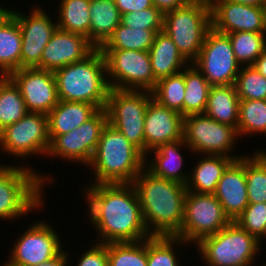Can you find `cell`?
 <instances>
[{
    "label": "cell",
    "mask_w": 266,
    "mask_h": 266,
    "mask_svg": "<svg viewBox=\"0 0 266 266\" xmlns=\"http://www.w3.org/2000/svg\"><path fill=\"white\" fill-rule=\"evenodd\" d=\"M112 89L152 91L157 83L148 51L100 49Z\"/></svg>",
    "instance_id": "obj_10"
},
{
    "label": "cell",
    "mask_w": 266,
    "mask_h": 266,
    "mask_svg": "<svg viewBox=\"0 0 266 266\" xmlns=\"http://www.w3.org/2000/svg\"><path fill=\"white\" fill-rule=\"evenodd\" d=\"M210 88L211 85L203 74L194 64L189 63L185 67L183 117L205 112Z\"/></svg>",
    "instance_id": "obj_30"
},
{
    "label": "cell",
    "mask_w": 266,
    "mask_h": 266,
    "mask_svg": "<svg viewBox=\"0 0 266 266\" xmlns=\"http://www.w3.org/2000/svg\"><path fill=\"white\" fill-rule=\"evenodd\" d=\"M252 66L266 78V50L256 59Z\"/></svg>",
    "instance_id": "obj_46"
},
{
    "label": "cell",
    "mask_w": 266,
    "mask_h": 266,
    "mask_svg": "<svg viewBox=\"0 0 266 266\" xmlns=\"http://www.w3.org/2000/svg\"><path fill=\"white\" fill-rule=\"evenodd\" d=\"M68 249H66V251H61L57 256H55L54 258L45 261L39 265L36 266H69V262H71L68 258Z\"/></svg>",
    "instance_id": "obj_45"
},
{
    "label": "cell",
    "mask_w": 266,
    "mask_h": 266,
    "mask_svg": "<svg viewBox=\"0 0 266 266\" xmlns=\"http://www.w3.org/2000/svg\"><path fill=\"white\" fill-rule=\"evenodd\" d=\"M108 266H147V239L108 243Z\"/></svg>",
    "instance_id": "obj_38"
},
{
    "label": "cell",
    "mask_w": 266,
    "mask_h": 266,
    "mask_svg": "<svg viewBox=\"0 0 266 266\" xmlns=\"http://www.w3.org/2000/svg\"><path fill=\"white\" fill-rule=\"evenodd\" d=\"M151 91L110 89L108 123L145 155L144 121Z\"/></svg>",
    "instance_id": "obj_8"
},
{
    "label": "cell",
    "mask_w": 266,
    "mask_h": 266,
    "mask_svg": "<svg viewBox=\"0 0 266 266\" xmlns=\"http://www.w3.org/2000/svg\"><path fill=\"white\" fill-rule=\"evenodd\" d=\"M159 31L162 30L132 29L120 23L99 49L149 51Z\"/></svg>",
    "instance_id": "obj_32"
},
{
    "label": "cell",
    "mask_w": 266,
    "mask_h": 266,
    "mask_svg": "<svg viewBox=\"0 0 266 266\" xmlns=\"http://www.w3.org/2000/svg\"><path fill=\"white\" fill-rule=\"evenodd\" d=\"M191 0H152L153 6L158 8L163 14L175 10Z\"/></svg>",
    "instance_id": "obj_44"
},
{
    "label": "cell",
    "mask_w": 266,
    "mask_h": 266,
    "mask_svg": "<svg viewBox=\"0 0 266 266\" xmlns=\"http://www.w3.org/2000/svg\"><path fill=\"white\" fill-rule=\"evenodd\" d=\"M50 147L48 116L28 112L21 120L0 132V148L21 160L32 155L46 156Z\"/></svg>",
    "instance_id": "obj_12"
},
{
    "label": "cell",
    "mask_w": 266,
    "mask_h": 266,
    "mask_svg": "<svg viewBox=\"0 0 266 266\" xmlns=\"http://www.w3.org/2000/svg\"><path fill=\"white\" fill-rule=\"evenodd\" d=\"M234 51V56L241 66L253 65L266 50V33L233 32L227 34Z\"/></svg>",
    "instance_id": "obj_33"
},
{
    "label": "cell",
    "mask_w": 266,
    "mask_h": 266,
    "mask_svg": "<svg viewBox=\"0 0 266 266\" xmlns=\"http://www.w3.org/2000/svg\"><path fill=\"white\" fill-rule=\"evenodd\" d=\"M211 86L235 83L241 69L227 34L211 28L205 37L198 57L192 62Z\"/></svg>",
    "instance_id": "obj_14"
},
{
    "label": "cell",
    "mask_w": 266,
    "mask_h": 266,
    "mask_svg": "<svg viewBox=\"0 0 266 266\" xmlns=\"http://www.w3.org/2000/svg\"><path fill=\"white\" fill-rule=\"evenodd\" d=\"M21 44L19 23L10 13L0 22V75L20 69Z\"/></svg>",
    "instance_id": "obj_28"
},
{
    "label": "cell",
    "mask_w": 266,
    "mask_h": 266,
    "mask_svg": "<svg viewBox=\"0 0 266 266\" xmlns=\"http://www.w3.org/2000/svg\"><path fill=\"white\" fill-rule=\"evenodd\" d=\"M91 0H60L57 28L82 35L90 41V8Z\"/></svg>",
    "instance_id": "obj_29"
},
{
    "label": "cell",
    "mask_w": 266,
    "mask_h": 266,
    "mask_svg": "<svg viewBox=\"0 0 266 266\" xmlns=\"http://www.w3.org/2000/svg\"><path fill=\"white\" fill-rule=\"evenodd\" d=\"M239 100H266V78L250 66H242L234 83Z\"/></svg>",
    "instance_id": "obj_39"
},
{
    "label": "cell",
    "mask_w": 266,
    "mask_h": 266,
    "mask_svg": "<svg viewBox=\"0 0 266 266\" xmlns=\"http://www.w3.org/2000/svg\"><path fill=\"white\" fill-rule=\"evenodd\" d=\"M183 139V116L151 99L145 113V156L160 145Z\"/></svg>",
    "instance_id": "obj_19"
},
{
    "label": "cell",
    "mask_w": 266,
    "mask_h": 266,
    "mask_svg": "<svg viewBox=\"0 0 266 266\" xmlns=\"http://www.w3.org/2000/svg\"><path fill=\"white\" fill-rule=\"evenodd\" d=\"M151 93L159 104L178 111L183 116L185 68L178 74L158 80Z\"/></svg>",
    "instance_id": "obj_36"
},
{
    "label": "cell",
    "mask_w": 266,
    "mask_h": 266,
    "mask_svg": "<svg viewBox=\"0 0 266 266\" xmlns=\"http://www.w3.org/2000/svg\"><path fill=\"white\" fill-rule=\"evenodd\" d=\"M231 222L214 194L187 191L182 228L176 237L189 245L214 235Z\"/></svg>",
    "instance_id": "obj_11"
},
{
    "label": "cell",
    "mask_w": 266,
    "mask_h": 266,
    "mask_svg": "<svg viewBox=\"0 0 266 266\" xmlns=\"http://www.w3.org/2000/svg\"><path fill=\"white\" fill-rule=\"evenodd\" d=\"M148 52L152 72L157 81L180 73L189 64L170 36L163 30L156 34Z\"/></svg>",
    "instance_id": "obj_23"
},
{
    "label": "cell",
    "mask_w": 266,
    "mask_h": 266,
    "mask_svg": "<svg viewBox=\"0 0 266 266\" xmlns=\"http://www.w3.org/2000/svg\"><path fill=\"white\" fill-rule=\"evenodd\" d=\"M108 124L106 109H100L92 118L72 131L62 135H49V157L81 163L88 167L103 129Z\"/></svg>",
    "instance_id": "obj_13"
},
{
    "label": "cell",
    "mask_w": 266,
    "mask_h": 266,
    "mask_svg": "<svg viewBox=\"0 0 266 266\" xmlns=\"http://www.w3.org/2000/svg\"><path fill=\"white\" fill-rule=\"evenodd\" d=\"M84 192L88 218L99 236L96 242H137L151 236L131 183L85 185Z\"/></svg>",
    "instance_id": "obj_1"
},
{
    "label": "cell",
    "mask_w": 266,
    "mask_h": 266,
    "mask_svg": "<svg viewBox=\"0 0 266 266\" xmlns=\"http://www.w3.org/2000/svg\"><path fill=\"white\" fill-rule=\"evenodd\" d=\"M210 7L215 31L223 34L241 31L266 33L265 7L226 0H213Z\"/></svg>",
    "instance_id": "obj_18"
},
{
    "label": "cell",
    "mask_w": 266,
    "mask_h": 266,
    "mask_svg": "<svg viewBox=\"0 0 266 266\" xmlns=\"http://www.w3.org/2000/svg\"><path fill=\"white\" fill-rule=\"evenodd\" d=\"M89 15L90 42L100 48L121 22V13L114 0H91Z\"/></svg>",
    "instance_id": "obj_27"
},
{
    "label": "cell",
    "mask_w": 266,
    "mask_h": 266,
    "mask_svg": "<svg viewBox=\"0 0 266 266\" xmlns=\"http://www.w3.org/2000/svg\"><path fill=\"white\" fill-rule=\"evenodd\" d=\"M29 12L11 9L10 13L16 18L21 31V57L20 69H41V56L44 47L49 42L53 32L57 29V22L40 6H35ZM23 13V14H22Z\"/></svg>",
    "instance_id": "obj_16"
},
{
    "label": "cell",
    "mask_w": 266,
    "mask_h": 266,
    "mask_svg": "<svg viewBox=\"0 0 266 266\" xmlns=\"http://www.w3.org/2000/svg\"><path fill=\"white\" fill-rule=\"evenodd\" d=\"M99 109L86 102L63 101L48 113L49 135H62L92 118Z\"/></svg>",
    "instance_id": "obj_24"
},
{
    "label": "cell",
    "mask_w": 266,
    "mask_h": 266,
    "mask_svg": "<svg viewBox=\"0 0 266 266\" xmlns=\"http://www.w3.org/2000/svg\"><path fill=\"white\" fill-rule=\"evenodd\" d=\"M27 113L19 88L8 76L0 75V132Z\"/></svg>",
    "instance_id": "obj_31"
},
{
    "label": "cell",
    "mask_w": 266,
    "mask_h": 266,
    "mask_svg": "<svg viewBox=\"0 0 266 266\" xmlns=\"http://www.w3.org/2000/svg\"><path fill=\"white\" fill-rule=\"evenodd\" d=\"M234 221L259 241L266 239V203H249Z\"/></svg>",
    "instance_id": "obj_40"
},
{
    "label": "cell",
    "mask_w": 266,
    "mask_h": 266,
    "mask_svg": "<svg viewBox=\"0 0 266 266\" xmlns=\"http://www.w3.org/2000/svg\"><path fill=\"white\" fill-rule=\"evenodd\" d=\"M202 1H205V2L211 3L213 0H202Z\"/></svg>",
    "instance_id": "obj_50"
},
{
    "label": "cell",
    "mask_w": 266,
    "mask_h": 266,
    "mask_svg": "<svg viewBox=\"0 0 266 266\" xmlns=\"http://www.w3.org/2000/svg\"><path fill=\"white\" fill-rule=\"evenodd\" d=\"M11 9H6L4 6L1 7L0 4V22L10 14Z\"/></svg>",
    "instance_id": "obj_48"
},
{
    "label": "cell",
    "mask_w": 266,
    "mask_h": 266,
    "mask_svg": "<svg viewBox=\"0 0 266 266\" xmlns=\"http://www.w3.org/2000/svg\"><path fill=\"white\" fill-rule=\"evenodd\" d=\"M262 244L235 221H231L195 246L206 266H252Z\"/></svg>",
    "instance_id": "obj_6"
},
{
    "label": "cell",
    "mask_w": 266,
    "mask_h": 266,
    "mask_svg": "<svg viewBox=\"0 0 266 266\" xmlns=\"http://www.w3.org/2000/svg\"><path fill=\"white\" fill-rule=\"evenodd\" d=\"M254 152L251 156L245 155L248 201L266 203V159L257 149Z\"/></svg>",
    "instance_id": "obj_34"
},
{
    "label": "cell",
    "mask_w": 266,
    "mask_h": 266,
    "mask_svg": "<svg viewBox=\"0 0 266 266\" xmlns=\"http://www.w3.org/2000/svg\"><path fill=\"white\" fill-rule=\"evenodd\" d=\"M164 14L155 6L121 15V24L132 29L163 30Z\"/></svg>",
    "instance_id": "obj_41"
},
{
    "label": "cell",
    "mask_w": 266,
    "mask_h": 266,
    "mask_svg": "<svg viewBox=\"0 0 266 266\" xmlns=\"http://www.w3.org/2000/svg\"><path fill=\"white\" fill-rule=\"evenodd\" d=\"M34 222L15 241L5 266H36L64 250L60 239L62 236L50 223Z\"/></svg>",
    "instance_id": "obj_15"
},
{
    "label": "cell",
    "mask_w": 266,
    "mask_h": 266,
    "mask_svg": "<svg viewBox=\"0 0 266 266\" xmlns=\"http://www.w3.org/2000/svg\"><path fill=\"white\" fill-rule=\"evenodd\" d=\"M183 138L195 155L225 156L235 160L245 156H232L233 152H236V140L240 139L237 129L219 123L205 113L183 117Z\"/></svg>",
    "instance_id": "obj_9"
},
{
    "label": "cell",
    "mask_w": 266,
    "mask_h": 266,
    "mask_svg": "<svg viewBox=\"0 0 266 266\" xmlns=\"http://www.w3.org/2000/svg\"><path fill=\"white\" fill-rule=\"evenodd\" d=\"M237 131L240 139L251 134L266 136V100H240Z\"/></svg>",
    "instance_id": "obj_37"
},
{
    "label": "cell",
    "mask_w": 266,
    "mask_h": 266,
    "mask_svg": "<svg viewBox=\"0 0 266 266\" xmlns=\"http://www.w3.org/2000/svg\"><path fill=\"white\" fill-rule=\"evenodd\" d=\"M96 47L82 35L57 28L41 56V69L55 71L84 60Z\"/></svg>",
    "instance_id": "obj_20"
},
{
    "label": "cell",
    "mask_w": 266,
    "mask_h": 266,
    "mask_svg": "<svg viewBox=\"0 0 266 266\" xmlns=\"http://www.w3.org/2000/svg\"><path fill=\"white\" fill-rule=\"evenodd\" d=\"M95 243L80 254L76 266H108L107 244Z\"/></svg>",
    "instance_id": "obj_42"
},
{
    "label": "cell",
    "mask_w": 266,
    "mask_h": 266,
    "mask_svg": "<svg viewBox=\"0 0 266 266\" xmlns=\"http://www.w3.org/2000/svg\"><path fill=\"white\" fill-rule=\"evenodd\" d=\"M151 236H176L184 219L186 185L155 176L146 167L131 183Z\"/></svg>",
    "instance_id": "obj_2"
},
{
    "label": "cell",
    "mask_w": 266,
    "mask_h": 266,
    "mask_svg": "<svg viewBox=\"0 0 266 266\" xmlns=\"http://www.w3.org/2000/svg\"><path fill=\"white\" fill-rule=\"evenodd\" d=\"M186 244L189 246L176 236H150L147 238V266H180L175 251Z\"/></svg>",
    "instance_id": "obj_35"
},
{
    "label": "cell",
    "mask_w": 266,
    "mask_h": 266,
    "mask_svg": "<svg viewBox=\"0 0 266 266\" xmlns=\"http://www.w3.org/2000/svg\"><path fill=\"white\" fill-rule=\"evenodd\" d=\"M214 195L225 214L234 221L249 204L245 177V156L233 160L224 170Z\"/></svg>",
    "instance_id": "obj_21"
},
{
    "label": "cell",
    "mask_w": 266,
    "mask_h": 266,
    "mask_svg": "<svg viewBox=\"0 0 266 266\" xmlns=\"http://www.w3.org/2000/svg\"><path fill=\"white\" fill-rule=\"evenodd\" d=\"M8 77L19 88L28 112L48 113L58 104L57 84L53 71L22 68Z\"/></svg>",
    "instance_id": "obj_17"
},
{
    "label": "cell",
    "mask_w": 266,
    "mask_h": 266,
    "mask_svg": "<svg viewBox=\"0 0 266 266\" xmlns=\"http://www.w3.org/2000/svg\"><path fill=\"white\" fill-rule=\"evenodd\" d=\"M183 147L191 152V149L186 145L184 138L160 145L158 148L150 151L151 154H153L152 159L149 158V155L145 156V167L155 176L186 185L190 170L186 173L184 171L181 172L184 158L183 155H181L182 151L180 150L184 149Z\"/></svg>",
    "instance_id": "obj_22"
},
{
    "label": "cell",
    "mask_w": 266,
    "mask_h": 266,
    "mask_svg": "<svg viewBox=\"0 0 266 266\" xmlns=\"http://www.w3.org/2000/svg\"><path fill=\"white\" fill-rule=\"evenodd\" d=\"M226 1H231V2H236V3H241V4L254 5V6H260V7H265V4H266V0H226Z\"/></svg>",
    "instance_id": "obj_47"
},
{
    "label": "cell",
    "mask_w": 266,
    "mask_h": 266,
    "mask_svg": "<svg viewBox=\"0 0 266 266\" xmlns=\"http://www.w3.org/2000/svg\"><path fill=\"white\" fill-rule=\"evenodd\" d=\"M239 97L234 84L211 86L205 114L213 120L238 129Z\"/></svg>",
    "instance_id": "obj_26"
},
{
    "label": "cell",
    "mask_w": 266,
    "mask_h": 266,
    "mask_svg": "<svg viewBox=\"0 0 266 266\" xmlns=\"http://www.w3.org/2000/svg\"><path fill=\"white\" fill-rule=\"evenodd\" d=\"M9 165H0V218L15 221L42 208L44 186L47 182L48 186L52 185L56 180L49 174L38 173L26 163L25 166L20 163V166Z\"/></svg>",
    "instance_id": "obj_5"
},
{
    "label": "cell",
    "mask_w": 266,
    "mask_h": 266,
    "mask_svg": "<svg viewBox=\"0 0 266 266\" xmlns=\"http://www.w3.org/2000/svg\"><path fill=\"white\" fill-rule=\"evenodd\" d=\"M88 166L95 172L89 185L132 183L145 167V155L108 123Z\"/></svg>",
    "instance_id": "obj_3"
},
{
    "label": "cell",
    "mask_w": 266,
    "mask_h": 266,
    "mask_svg": "<svg viewBox=\"0 0 266 266\" xmlns=\"http://www.w3.org/2000/svg\"><path fill=\"white\" fill-rule=\"evenodd\" d=\"M59 100L86 102L105 109L110 92L106 61L99 48L84 60L54 71Z\"/></svg>",
    "instance_id": "obj_4"
},
{
    "label": "cell",
    "mask_w": 266,
    "mask_h": 266,
    "mask_svg": "<svg viewBox=\"0 0 266 266\" xmlns=\"http://www.w3.org/2000/svg\"><path fill=\"white\" fill-rule=\"evenodd\" d=\"M202 156L189 173L186 189L199 194H214L224 170L235 159L215 155Z\"/></svg>",
    "instance_id": "obj_25"
},
{
    "label": "cell",
    "mask_w": 266,
    "mask_h": 266,
    "mask_svg": "<svg viewBox=\"0 0 266 266\" xmlns=\"http://www.w3.org/2000/svg\"><path fill=\"white\" fill-rule=\"evenodd\" d=\"M121 15L153 7L152 0H114Z\"/></svg>",
    "instance_id": "obj_43"
},
{
    "label": "cell",
    "mask_w": 266,
    "mask_h": 266,
    "mask_svg": "<svg viewBox=\"0 0 266 266\" xmlns=\"http://www.w3.org/2000/svg\"><path fill=\"white\" fill-rule=\"evenodd\" d=\"M211 28L210 3L202 0H191L164 14L163 31L170 36L189 63L198 57Z\"/></svg>",
    "instance_id": "obj_7"
},
{
    "label": "cell",
    "mask_w": 266,
    "mask_h": 266,
    "mask_svg": "<svg viewBox=\"0 0 266 266\" xmlns=\"http://www.w3.org/2000/svg\"><path fill=\"white\" fill-rule=\"evenodd\" d=\"M258 151L264 156V158L266 159V150H260L259 148H258Z\"/></svg>",
    "instance_id": "obj_49"
}]
</instances>
